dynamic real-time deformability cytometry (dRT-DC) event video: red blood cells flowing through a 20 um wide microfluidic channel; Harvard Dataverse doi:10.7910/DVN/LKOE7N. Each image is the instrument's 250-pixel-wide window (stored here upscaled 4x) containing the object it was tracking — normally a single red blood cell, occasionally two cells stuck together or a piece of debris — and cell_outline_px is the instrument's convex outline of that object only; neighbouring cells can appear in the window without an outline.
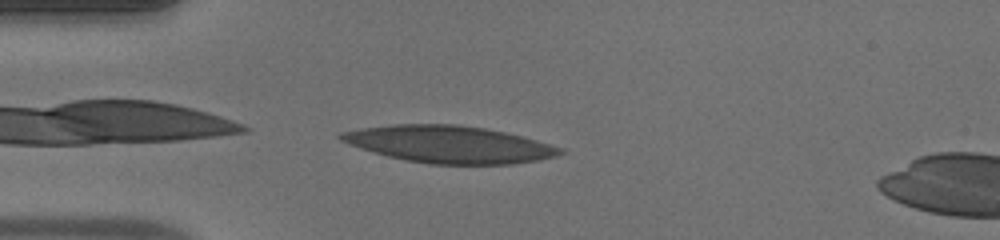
{"species": "human", "species_latin": "Homo sapiens", "temperature_condition": "warm", "stored_images_in_passage": 3, "camera_frame_rate_fps": 3000, "um_per_image_px": 0.085, "donor": {"sex": "male"}, "frame": {"image": 1, "passage_image": 3, "time_ms": 0.667, "image_size_px": [1000, 240], "cell_outline_px": [[568, 152], [556, 156], [540, 160], [512, 164], [428, 164], [388, 156], [360, 148], [340, 140], [336, 136], [340, 132], [360, 128], [392, 124], [456, 124], [484, 128], [504, 132], [536, 140], [564, 148]], "centroid_in_image_um": [38.19, 12.26], "position_along_channel_um": 46.8, "area_um2": 47.4}}